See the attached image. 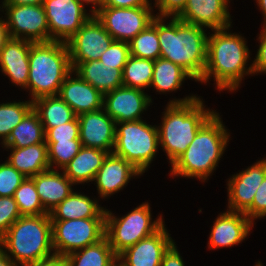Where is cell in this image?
Returning a JSON list of instances; mask_svg holds the SVG:
<instances>
[{
	"instance_id": "cell-1",
	"label": "cell",
	"mask_w": 266,
	"mask_h": 266,
	"mask_svg": "<svg viewBox=\"0 0 266 266\" xmlns=\"http://www.w3.org/2000/svg\"><path fill=\"white\" fill-rule=\"evenodd\" d=\"M231 26L212 30L207 38V63L199 82L207 83L213 77L219 91H236L245 75H252V65L247 67L250 51L245 38L229 33ZM228 30V32H227Z\"/></svg>"
},
{
	"instance_id": "cell-2",
	"label": "cell",
	"mask_w": 266,
	"mask_h": 266,
	"mask_svg": "<svg viewBox=\"0 0 266 266\" xmlns=\"http://www.w3.org/2000/svg\"><path fill=\"white\" fill-rule=\"evenodd\" d=\"M157 17V35L160 57L187 71L195 81H200L207 63V34L205 28L189 24L178 18Z\"/></svg>"
},
{
	"instance_id": "cell-3",
	"label": "cell",
	"mask_w": 266,
	"mask_h": 266,
	"mask_svg": "<svg viewBox=\"0 0 266 266\" xmlns=\"http://www.w3.org/2000/svg\"><path fill=\"white\" fill-rule=\"evenodd\" d=\"M169 102L162 114V124L157 129L159 145L172 165L187 150L200 127L215 111L206 109L203 100L195 95Z\"/></svg>"
},
{
	"instance_id": "cell-4",
	"label": "cell",
	"mask_w": 266,
	"mask_h": 266,
	"mask_svg": "<svg viewBox=\"0 0 266 266\" xmlns=\"http://www.w3.org/2000/svg\"><path fill=\"white\" fill-rule=\"evenodd\" d=\"M230 134L215 112L198 130L187 150L171 165L173 177H196L201 182L216 169Z\"/></svg>"
},
{
	"instance_id": "cell-5",
	"label": "cell",
	"mask_w": 266,
	"mask_h": 266,
	"mask_svg": "<svg viewBox=\"0 0 266 266\" xmlns=\"http://www.w3.org/2000/svg\"><path fill=\"white\" fill-rule=\"evenodd\" d=\"M0 248L6 249L4 252L21 266L53 256L49 214L21 216L0 238Z\"/></svg>"
},
{
	"instance_id": "cell-6",
	"label": "cell",
	"mask_w": 266,
	"mask_h": 266,
	"mask_svg": "<svg viewBox=\"0 0 266 266\" xmlns=\"http://www.w3.org/2000/svg\"><path fill=\"white\" fill-rule=\"evenodd\" d=\"M72 71L66 42L32 43L29 51V77L26 89L31 101L56 96L66 76Z\"/></svg>"
},
{
	"instance_id": "cell-7",
	"label": "cell",
	"mask_w": 266,
	"mask_h": 266,
	"mask_svg": "<svg viewBox=\"0 0 266 266\" xmlns=\"http://www.w3.org/2000/svg\"><path fill=\"white\" fill-rule=\"evenodd\" d=\"M155 126L143 119L116 123L112 153L124 158L142 174L145 173L159 147L158 129Z\"/></svg>"
},
{
	"instance_id": "cell-8",
	"label": "cell",
	"mask_w": 266,
	"mask_h": 266,
	"mask_svg": "<svg viewBox=\"0 0 266 266\" xmlns=\"http://www.w3.org/2000/svg\"><path fill=\"white\" fill-rule=\"evenodd\" d=\"M150 209L149 203L145 202L121 218L114 216L111 211L106 209L105 237L117 256L164 225L161 214L152 222Z\"/></svg>"
},
{
	"instance_id": "cell-9",
	"label": "cell",
	"mask_w": 266,
	"mask_h": 266,
	"mask_svg": "<svg viewBox=\"0 0 266 266\" xmlns=\"http://www.w3.org/2000/svg\"><path fill=\"white\" fill-rule=\"evenodd\" d=\"M56 255L67 256L105 238L106 218L51 220Z\"/></svg>"
},
{
	"instance_id": "cell-10",
	"label": "cell",
	"mask_w": 266,
	"mask_h": 266,
	"mask_svg": "<svg viewBox=\"0 0 266 266\" xmlns=\"http://www.w3.org/2000/svg\"><path fill=\"white\" fill-rule=\"evenodd\" d=\"M152 11V7L103 6L95 16L114 40L129 42L156 17Z\"/></svg>"
},
{
	"instance_id": "cell-11",
	"label": "cell",
	"mask_w": 266,
	"mask_h": 266,
	"mask_svg": "<svg viewBox=\"0 0 266 266\" xmlns=\"http://www.w3.org/2000/svg\"><path fill=\"white\" fill-rule=\"evenodd\" d=\"M5 9L6 24L11 38L33 43L49 42L50 32L43 4L1 5Z\"/></svg>"
},
{
	"instance_id": "cell-12",
	"label": "cell",
	"mask_w": 266,
	"mask_h": 266,
	"mask_svg": "<svg viewBox=\"0 0 266 266\" xmlns=\"http://www.w3.org/2000/svg\"><path fill=\"white\" fill-rule=\"evenodd\" d=\"M114 41L103 24L92 15L82 27L66 41L70 63L74 70L81 62L99 60L100 55Z\"/></svg>"
},
{
	"instance_id": "cell-13",
	"label": "cell",
	"mask_w": 266,
	"mask_h": 266,
	"mask_svg": "<svg viewBox=\"0 0 266 266\" xmlns=\"http://www.w3.org/2000/svg\"><path fill=\"white\" fill-rule=\"evenodd\" d=\"M50 41L69 40L92 16L77 0H44Z\"/></svg>"
},
{
	"instance_id": "cell-14",
	"label": "cell",
	"mask_w": 266,
	"mask_h": 266,
	"mask_svg": "<svg viewBox=\"0 0 266 266\" xmlns=\"http://www.w3.org/2000/svg\"><path fill=\"white\" fill-rule=\"evenodd\" d=\"M151 103V96L144 90L122 86L104 94L103 108L116 123H120L142 120L141 114Z\"/></svg>"
},
{
	"instance_id": "cell-15",
	"label": "cell",
	"mask_w": 266,
	"mask_h": 266,
	"mask_svg": "<svg viewBox=\"0 0 266 266\" xmlns=\"http://www.w3.org/2000/svg\"><path fill=\"white\" fill-rule=\"evenodd\" d=\"M173 243L163 225L152 235L120 253L117 256L118 266H160L165 252Z\"/></svg>"
},
{
	"instance_id": "cell-16",
	"label": "cell",
	"mask_w": 266,
	"mask_h": 266,
	"mask_svg": "<svg viewBox=\"0 0 266 266\" xmlns=\"http://www.w3.org/2000/svg\"><path fill=\"white\" fill-rule=\"evenodd\" d=\"M266 177V159H261L244 171L232 175L228 185V211L245 212L254 200L255 193Z\"/></svg>"
},
{
	"instance_id": "cell-17",
	"label": "cell",
	"mask_w": 266,
	"mask_h": 266,
	"mask_svg": "<svg viewBox=\"0 0 266 266\" xmlns=\"http://www.w3.org/2000/svg\"><path fill=\"white\" fill-rule=\"evenodd\" d=\"M77 117L79 120V139L82 146L112 153L115 146L116 122L106 113L104 108L83 113Z\"/></svg>"
},
{
	"instance_id": "cell-18",
	"label": "cell",
	"mask_w": 266,
	"mask_h": 266,
	"mask_svg": "<svg viewBox=\"0 0 266 266\" xmlns=\"http://www.w3.org/2000/svg\"><path fill=\"white\" fill-rule=\"evenodd\" d=\"M228 3L229 0H187L176 18L211 30L223 29L232 23Z\"/></svg>"
},
{
	"instance_id": "cell-19",
	"label": "cell",
	"mask_w": 266,
	"mask_h": 266,
	"mask_svg": "<svg viewBox=\"0 0 266 266\" xmlns=\"http://www.w3.org/2000/svg\"><path fill=\"white\" fill-rule=\"evenodd\" d=\"M253 222L243 212L226 211L216 218L210 232L208 247L211 250L232 247L250 234Z\"/></svg>"
},
{
	"instance_id": "cell-20",
	"label": "cell",
	"mask_w": 266,
	"mask_h": 266,
	"mask_svg": "<svg viewBox=\"0 0 266 266\" xmlns=\"http://www.w3.org/2000/svg\"><path fill=\"white\" fill-rule=\"evenodd\" d=\"M77 77H72L73 74ZM58 96L66 102L78 116L103 108L104 95L78 73L72 70L62 83Z\"/></svg>"
},
{
	"instance_id": "cell-21",
	"label": "cell",
	"mask_w": 266,
	"mask_h": 266,
	"mask_svg": "<svg viewBox=\"0 0 266 266\" xmlns=\"http://www.w3.org/2000/svg\"><path fill=\"white\" fill-rule=\"evenodd\" d=\"M139 175L142 173L131 163L110 153L104 159L93 181L97 184L99 197L103 199L122 190L131 177Z\"/></svg>"
},
{
	"instance_id": "cell-22",
	"label": "cell",
	"mask_w": 266,
	"mask_h": 266,
	"mask_svg": "<svg viewBox=\"0 0 266 266\" xmlns=\"http://www.w3.org/2000/svg\"><path fill=\"white\" fill-rule=\"evenodd\" d=\"M33 42L10 38L0 51V68L14 85L26 89L29 77V51Z\"/></svg>"
},
{
	"instance_id": "cell-23",
	"label": "cell",
	"mask_w": 266,
	"mask_h": 266,
	"mask_svg": "<svg viewBox=\"0 0 266 266\" xmlns=\"http://www.w3.org/2000/svg\"><path fill=\"white\" fill-rule=\"evenodd\" d=\"M56 168L48 169L30 177L36 186V190L44 209L49 213L72 192L75 185L63 172Z\"/></svg>"
},
{
	"instance_id": "cell-24",
	"label": "cell",
	"mask_w": 266,
	"mask_h": 266,
	"mask_svg": "<svg viewBox=\"0 0 266 266\" xmlns=\"http://www.w3.org/2000/svg\"><path fill=\"white\" fill-rule=\"evenodd\" d=\"M51 220H71L82 218H106V209L98 201L80 192H72L49 212Z\"/></svg>"
},
{
	"instance_id": "cell-25",
	"label": "cell",
	"mask_w": 266,
	"mask_h": 266,
	"mask_svg": "<svg viewBox=\"0 0 266 266\" xmlns=\"http://www.w3.org/2000/svg\"><path fill=\"white\" fill-rule=\"evenodd\" d=\"M108 154L101 149L82 147L62 170L75 185L91 182Z\"/></svg>"
},
{
	"instance_id": "cell-26",
	"label": "cell",
	"mask_w": 266,
	"mask_h": 266,
	"mask_svg": "<svg viewBox=\"0 0 266 266\" xmlns=\"http://www.w3.org/2000/svg\"><path fill=\"white\" fill-rule=\"evenodd\" d=\"M74 72L103 95L123 86L122 70L102 64L99 60L81 62Z\"/></svg>"
},
{
	"instance_id": "cell-27",
	"label": "cell",
	"mask_w": 266,
	"mask_h": 266,
	"mask_svg": "<svg viewBox=\"0 0 266 266\" xmlns=\"http://www.w3.org/2000/svg\"><path fill=\"white\" fill-rule=\"evenodd\" d=\"M5 148L11 150L7 161L26 177H32L50 169L46 143L24 148Z\"/></svg>"
},
{
	"instance_id": "cell-28",
	"label": "cell",
	"mask_w": 266,
	"mask_h": 266,
	"mask_svg": "<svg viewBox=\"0 0 266 266\" xmlns=\"http://www.w3.org/2000/svg\"><path fill=\"white\" fill-rule=\"evenodd\" d=\"M33 109L37 112L45 132L50 128L73 121L77 117L72 108L58 95L35 99Z\"/></svg>"
},
{
	"instance_id": "cell-29",
	"label": "cell",
	"mask_w": 266,
	"mask_h": 266,
	"mask_svg": "<svg viewBox=\"0 0 266 266\" xmlns=\"http://www.w3.org/2000/svg\"><path fill=\"white\" fill-rule=\"evenodd\" d=\"M45 143V131L37 112L32 108L11 131L3 147L24 148Z\"/></svg>"
},
{
	"instance_id": "cell-30",
	"label": "cell",
	"mask_w": 266,
	"mask_h": 266,
	"mask_svg": "<svg viewBox=\"0 0 266 266\" xmlns=\"http://www.w3.org/2000/svg\"><path fill=\"white\" fill-rule=\"evenodd\" d=\"M68 266H118L117 255L105 237L66 256Z\"/></svg>"
},
{
	"instance_id": "cell-31",
	"label": "cell",
	"mask_w": 266,
	"mask_h": 266,
	"mask_svg": "<svg viewBox=\"0 0 266 266\" xmlns=\"http://www.w3.org/2000/svg\"><path fill=\"white\" fill-rule=\"evenodd\" d=\"M193 77L179 65L165 59L158 58L154 61L153 77L150 88L153 86L157 92H173L180 89L183 81Z\"/></svg>"
},
{
	"instance_id": "cell-32",
	"label": "cell",
	"mask_w": 266,
	"mask_h": 266,
	"mask_svg": "<svg viewBox=\"0 0 266 266\" xmlns=\"http://www.w3.org/2000/svg\"><path fill=\"white\" fill-rule=\"evenodd\" d=\"M154 61L129 56L122 71L123 86L149 89L153 77Z\"/></svg>"
},
{
	"instance_id": "cell-33",
	"label": "cell",
	"mask_w": 266,
	"mask_h": 266,
	"mask_svg": "<svg viewBox=\"0 0 266 266\" xmlns=\"http://www.w3.org/2000/svg\"><path fill=\"white\" fill-rule=\"evenodd\" d=\"M129 43L130 55L136 58L157 60L160 58V43L157 35V17Z\"/></svg>"
},
{
	"instance_id": "cell-34",
	"label": "cell",
	"mask_w": 266,
	"mask_h": 266,
	"mask_svg": "<svg viewBox=\"0 0 266 266\" xmlns=\"http://www.w3.org/2000/svg\"><path fill=\"white\" fill-rule=\"evenodd\" d=\"M13 197L18 205L21 216L49 214L44 209L34 181L30 177H26L23 180L20 186L15 190Z\"/></svg>"
},
{
	"instance_id": "cell-35",
	"label": "cell",
	"mask_w": 266,
	"mask_h": 266,
	"mask_svg": "<svg viewBox=\"0 0 266 266\" xmlns=\"http://www.w3.org/2000/svg\"><path fill=\"white\" fill-rule=\"evenodd\" d=\"M32 108L33 102L30 100L0 104V137L3 139L2 144Z\"/></svg>"
},
{
	"instance_id": "cell-36",
	"label": "cell",
	"mask_w": 266,
	"mask_h": 266,
	"mask_svg": "<svg viewBox=\"0 0 266 266\" xmlns=\"http://www.w3.org/2000/svg\"><path fill=\"white\" fill-rule=\"evenodd\" d=\"M48 151L50 169L60 167L63 169L83 147L80 140L45 141Z\"/></svg>"
},
{
	"instance_id": "cell-37",
	"label": "cell",
	"mask_w": 266,
	"mask_h": 266,
	"mask_svg": "<svg viewBox=\"0 0 266 266\" xmlns=\"http://www.w3.org/2000/svg\"><path fill=\"white\" fill-rule=\"evenodd\" d=\"M130 56L129 43L114 40L111 45L100 55L99 61L108 66L123 71Z\"/></svg>"
},
{
	"instance_id": "cell-38",
	"label": "cell",
	"mask_w": 266,
	"mask_h": 266,
	"mask_svg": "<svg viewBox=\"0 0 266 266\" xmlns=\"http://www.w3.org/2000/svg\"><path fill=\"white\" fill-rule=\"evenodd\" d=\"M26 178L7 160L0 164V196H14L15 190Z\"/></svg>"
},
{
	"instance_id": "cell-39",
	"label": "cell",
	"mask_w": 266,
	"mask_h": 266,
	"mask_svg": "<svg viewBox=\"0 0 266 266\" xmlns=\"http://www.w3.org/2000/svg\"><path fill=\"white\" fill-rule=\"evenodd\" d=\"M21 217L13 196H0V238Z\"/></svg>"
},
{
	"instance_id": "cell-40",
	"label": "cell",
	"mask_w": 266,
	"mask_h": 266,
	"mask_svg": "<svg viewBox=\"0 0 266 266\" xmlns=\"http://www.w3.org/2000/svg\"><path fill=\"white\" fill-rule=\"evenodd\" d=\"M69 140H80L78 117H76L73 121L50 128L45 132V141Z\"/></svg>"
},
{
	"instance_id": "cell-41",
	"label": "cell",
	"mask_w": 266,
	"mask_h": 266,
	"mask_svg": "<svg viewBox=\"0 0 266 266\" xmlns=\"http://www.w3.org/2000/svg\"><path fill=\"white\" fill-rule=\"evenodd\" d=\"M254 223V219L266 217V177L257 189L252 205L244 212Z\"/></svg>"
},
{
	"instance_id": "cell-42",
	"label": "cell",
	"mask_w": 266,
	"mask_h": 266,
	"mask_svg": "<svg viewBox=\"0 0 266 266\" xmlns=\"http://www.w3.org/2000/svg\"><path fill=\"white\" fill-rule=\"evenodd\" d=\"M187 0H155V7H158L156 17L176 18L183 10Z\"/></svg>"
},
{
	"instance_id": "cell-43",
	"label": "cell",
	"mask_w": 266,
	"mask_h": 266,
	"mask_svg": "<svg viewBox=\"0 0 266 266\" xmlns=\"http://www.w3.org/2000/svg\"><path fill=\"white\" fill-rule=\"evenodd\" d=\"M259 34L260 45L257 49L256 58H254L252 65L253 75L256 73H266V26L262 27Z\"/></svg>"
},
{
	"instance_id": "cell-44",
	"label": "cell",
	"mask_w": 266,
	"mask_h": 266,
	"mask_svg": "<svg viewBox=\"0 0 266 266\" xmlns=\"http://www.w3.org/2000/svg\"><path fill=\"white\" fill-rule=\"evenodd\" d=\"M160 266H185L175 242L165 252Z\"/></svg>"
},
{
	"instance_id": "cell-45",
	"label": "cell",
	"mask_w": 266,
	"mask_h": 266,
	"mask_svg": "<svg viewBox=\"0 0 266 266\" xmlns=\"http://www.w3.org/2000/svg\"><path fill=\"white\" fill-rule=\"evenodd\" d=\"M149 0H105L103 6L117 8L152 7Z\"/></svg>"
},
{
	"instance_id": "cell-46",
	"label": "cell",
	"mask_w": 266,
	"mask_h": 266,
	"mask_svg": "<svg viewBox=\"0 0 266 266\" xmlns=\"http://www.w3.org/2000/svg\"><path fill=\"white\" fill-rule=\"evenodd\" d=\"M25 266H68V262L65 256L54 254L49 258Z\"/></svg>"
},
{
	"instance_id": "cell-47",
	"label": "cell",
	"mask_w": 266,
	"mask_h": 266,
	"mask_svg": "<svg viewBox=\"0 0 266 266\" xmlns=\"http://www.w3.org/2000/svg\"><path fill=\"white\" fill-rule=\"evenodd\" d=\"M11 38L5 19L0 18V51L5 47L6 42Z\"/></svg>"
},
{
	"instance_id": "cell-48",
	"label": "cell",
	"mask_w": 266,
	"mask_h": 266,
	"mask_svg": "<svg viewBox=\"0 0 266 266\" xmlns=\"http://www.w3.org/2000/svg\"><path fill=\"white\" fill-rule=\"evenodd\" d=\"M44 0H3V5H41Z\"/></svg>"
},
{
	"instance_id": "cell-49",
	"label": "cell",
	"mask_w": 266,
	"mask_h": 266,
	"mask_svg": "<svg viewBox=\"0 0 266 266\" xmlns=\"http://www.w3.org/2000/svg\"><path fill=\"white\" fill-rule=\"evenodd\" d=\"M83 7L84 4L86 3L87 5L92 3V9H91V14L95 15L104 5L105 0H77Z\"/></svg>"
},
{
	"instance_id": "cell-50",
	"label": "cell",
	"mask_w": 266,
	"mask_h": 266,
	"mask_svg": "<svg viewBox=\"0 0 266 266\" xmlns=\"http://www.w3.org/2000/svg\"><path fill=\"white\" fill-rule=\"evenodd\" d=\"M0 266H20L0 248Z\"/></svg>"
},
{
	"instance_id": "cell-51",
	"label": "cell",
	"mask_w": 266,
	"mask_h": 266,
	"mask_svg": "<svg viewBox=\"0 0 266 266\" xmlns=\"http://www.w3.org/2000/svg\"><path fill=\"white\" fill-rule=\"evenodd\" d=\"M256 2H257L259 9L262 11V14L264 16L263 26H266V0H256Z\"/></svg>"
}]
</instances>
